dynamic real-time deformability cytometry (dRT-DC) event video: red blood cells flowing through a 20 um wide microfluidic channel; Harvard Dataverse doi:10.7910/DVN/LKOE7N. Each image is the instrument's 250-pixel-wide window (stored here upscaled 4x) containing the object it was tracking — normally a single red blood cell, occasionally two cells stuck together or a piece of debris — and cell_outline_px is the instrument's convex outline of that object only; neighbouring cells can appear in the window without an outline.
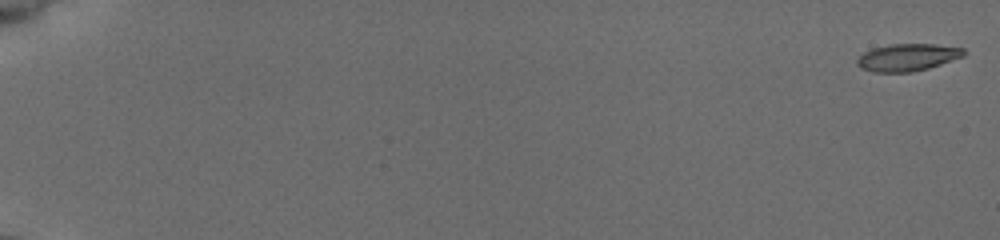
{"species": "common noctule bat (a hibernating species)", "species_latin": "Nyctalus noctula", "temperature_condition": "cold", "stored_images_in_passage": 55, "camera_frame_rate_fps": 3000, "um_per_image_px": 0.085, "animal": {"sex": "female", "body_mass_g": 19.5, "forearm_length_mm": 54.1}, "frame": {"image": 1, "passage_image": 1, "time_ms": 0.0, "image_size_px": [1000, 240], "cell_outline_px": [[968, 52], [964, 56], [928, 68], [912, 72], [872, 72], [860, 68], [856, 64], [856, 60], [864, 52], [872, 48], [892, 44], [932, 44], [964, 48]], "centroid_in_image_um": [77.13, 4.88], "position_along_channel_um": 7.9, "area_um2": 16.99}}
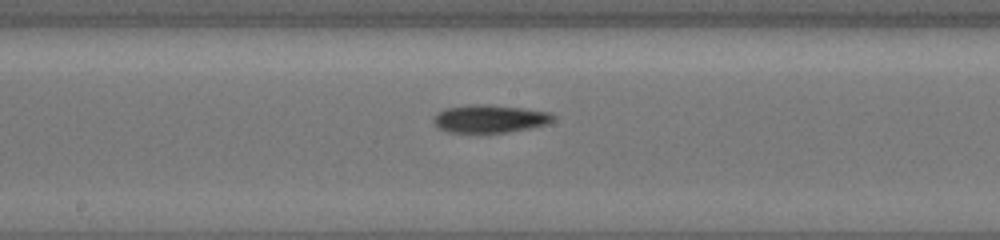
{"frame": {"image": 2, "passage_image": 32, "time_ms": 10.333, "image_size_px": [1000, 240], "cell_outline_px": [[552, 120], [544, 124], [528, 128], [508, 132], [448, 132], [436, 128], [432, 124], [432, 116], [444, 108], [476, 104], [488, 104], [520, 108], [548, 112], [552, 116]], "centroid_in_image_um": [41.49, 10.09], "position_along_channel_um": 206.7, "area_um2": 19.25}}
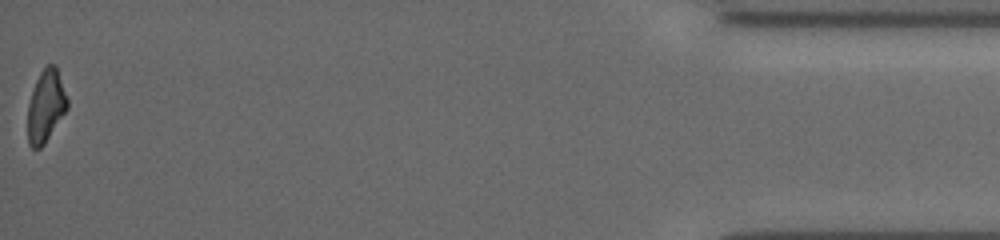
{"frame": {"image": 3, "passage_image": 55, "time_ms": 18.0, "image_size_px": [1000, 240], "cell_outline_px": [[68, 108], [44, 144], [40, 148], [32, 148], [28, 144], [28, 104], [36, 80], [40, 72], [48, 64], [56, 64], [68, 100]], "centroid_in_image_um": [3.9, 9.0], "position_along_channel_um": 431.3, "area_um2": 16.59}}